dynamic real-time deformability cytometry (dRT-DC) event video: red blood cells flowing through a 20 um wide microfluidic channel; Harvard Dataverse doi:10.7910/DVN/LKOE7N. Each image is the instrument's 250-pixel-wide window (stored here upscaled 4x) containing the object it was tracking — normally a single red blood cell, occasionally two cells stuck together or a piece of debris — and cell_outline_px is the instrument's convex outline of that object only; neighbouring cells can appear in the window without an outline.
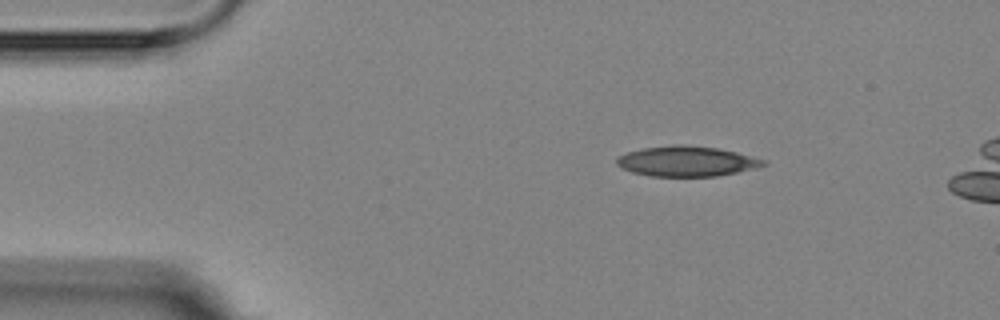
{"species": "Egyptian fruit bat (a non-hibernating species)", "species_latin": "Rousettus aegyptiacus", "temperature_condition": "room temperature", "stored_images_in_passage": 3, "camera_frame_rate_fps": 3000, "um_per_image_px": 0.085, "animal": {"sex": "female"}, "frame": {"image": 1, "passage_image": 1, "time_ms": 0.0, "image_size_px": [1000, 320], "cell_outline_px": [[768, 164], [756, 168], [716, 176], [648, 176], [632, 172], [616, 164], [616, 160], [620, 156], [628, 152], [644, 148], [676, 144], [684, 144], [716, 148], [736, 152], [768, 160]], "centroid_in_image_um": [58.41, 13.7], "position_along_channel_um": 26.6, "area_um2": 25.72}}